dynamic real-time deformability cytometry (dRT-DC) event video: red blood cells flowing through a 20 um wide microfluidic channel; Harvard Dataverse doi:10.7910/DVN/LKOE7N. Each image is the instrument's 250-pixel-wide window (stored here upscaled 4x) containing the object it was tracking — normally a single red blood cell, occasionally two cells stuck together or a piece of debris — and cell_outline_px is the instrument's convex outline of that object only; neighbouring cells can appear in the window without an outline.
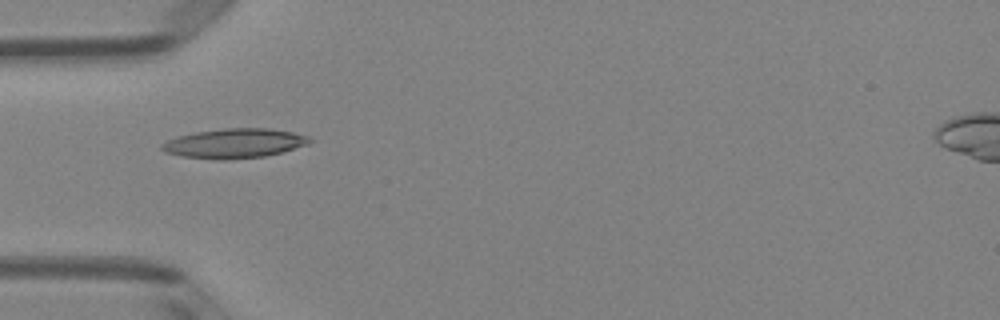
{"species": "Egyptian fruit bat (a non-hibernating species)", "species_latin": "Rousettus aegyptiacus", "temperature_condition": "room temperature", "stored_images_in_passage": 5, "camera_frame_rate_fps": 3000, "um_per_image_px": 0.085, "animal": {"sex": "female"}, "frame": {"image": 1, "passage_image": 5, "time_ms": 1.333, "image_size_px": [1000, 320], "cell_outline_px": [[312, 140], [308, 144], [280, 152], [264, 156], [224, 160], [220, 160], [184, 156], [164, 152], [160, 148], [160, 144], [176, 136], [196, 132], [224, 128], [268, 128], [292, 132], [308, 136]], "centroid_in_image_um": [19.89, 12.18], "position_along_channel_um": 65.1, "area_um2": 25.26}}